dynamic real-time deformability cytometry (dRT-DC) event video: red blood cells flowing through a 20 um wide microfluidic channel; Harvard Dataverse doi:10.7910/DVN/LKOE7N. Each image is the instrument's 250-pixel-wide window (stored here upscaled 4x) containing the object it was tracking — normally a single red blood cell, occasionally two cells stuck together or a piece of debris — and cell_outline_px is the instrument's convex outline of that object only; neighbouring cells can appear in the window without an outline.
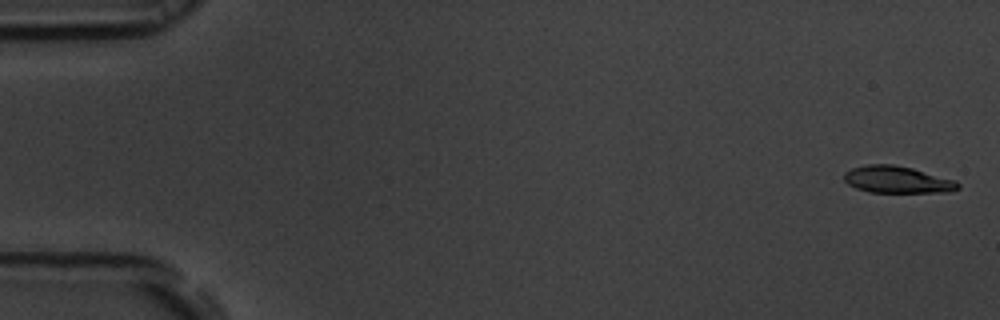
{"species": "common noctule bat (a hibernating species)", "species_latin": "Nyctalus noctula", "temperature_condition": "room temperature", "stored_images_in_passage": 55, "camera_frame_rate_fps": 3000, "um_per_image_px": 0.085, "animal": {"sex": "male", "body_mass_g": 19.5, "forearm_length_mm": 54.6}, "frame": {"image": 1, "passage_image": 2, "time_ms": 0.333, "image_size_px": [1000, 320], "cell_outline_px": [[960, 188], [948, 192], [868, 192], [856, 188], [848, 184], [844, 180], [844, 172], [852, 168], [868, 164], [892, 164], [912, 168], [956, 180], [960, 184]], "centroid_in_image_um": [76.27, 15.27], "position_along_channel_um": 8.7, "area_um2": 17.92}}
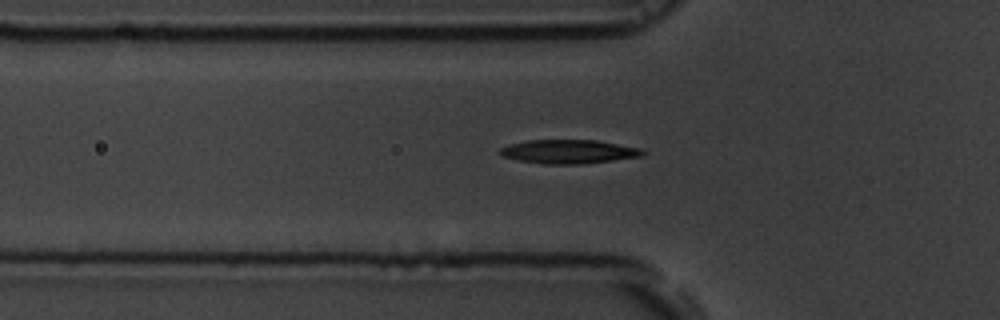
{"frame": {"image": 2, "passage_image": 19, "time_ms": 6.0, "image_size_px": [1000, 320], "cell_outline_px": [[648, 152], [644, 156], [580, 164], [544, 164], [520, 160], [500, 156], [496, 152], [500, 148], [508, 144], [528, 140], [596, 140], [644, 148]], "centroid_in_image_um": [48.36, 12.88], "position_along_channel_um": 77.4, "area_um2": 20.11}}
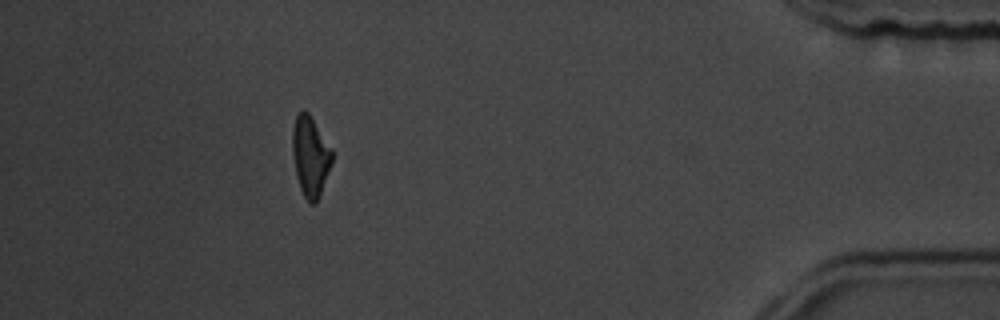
{"frame": {"image": 3, "passage_image": 50, "time_ms": 16.333, "image_size_px": [1000, 320], "cell_outline_px": [[332, 160], [316, 204], [308, 204], [300, 188], [296, 176], [292, 152], [292, 128], [296, 116], [304, 108], [308, 112], [332, 148]], "centroid_in_image_um": [26.36, 13.27], "position_along_channel_um": 408.8, "area_um2": 18.44}, "authors_computed_cell_mechanics": {"area_um2": 19.0162, "velocity_mm_per_s": 3.7265, "shape_relaxation_time_tau1_ms": 5.1065, "shape_relaxation_time_tau2_ms": 3.972, "deformation_change_tau1": 0.1878, "deformation_change_tau2": 0.1261}}